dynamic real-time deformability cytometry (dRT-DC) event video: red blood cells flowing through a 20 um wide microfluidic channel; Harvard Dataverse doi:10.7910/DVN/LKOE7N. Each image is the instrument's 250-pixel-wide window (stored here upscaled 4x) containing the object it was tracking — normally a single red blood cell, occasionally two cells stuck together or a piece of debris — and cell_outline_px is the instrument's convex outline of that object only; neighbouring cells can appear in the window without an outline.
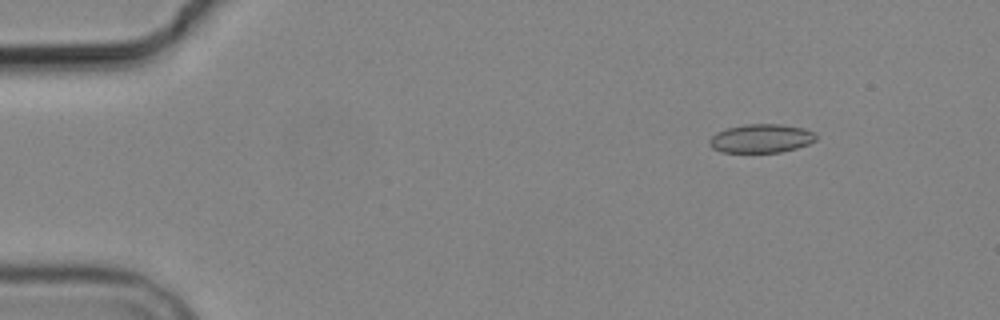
{"species": "common noctule bat (a hibernating species)", "species_latin": "Nyctalus noctula", "temperature_condition": "cold", "stored_images_in_passage": 4, "camera_frame_rate_fps": 3000, "um_per_image_px": 0.085, "animal": {"sex": "male", "body_mass_g": 19.2, "forearm_length_mm": 51.8}, "frame": {"image": 1, "passage_image": 1, "time_ms": 0.0, "image_size_px": [1000, 320], "cell_outline_px": [[816, 140], [808, 144], [796, 148], [780, 152], [720, 152], [712, 148], [708, 144], [708, 140], [716, 132], [728, 128], [744, 124], [780, 124], [804, 128], [812, 132], [816, 136]], "centroid_in_image_um": [64.66, 11.77], "position_along_channel_um": 20.3, "area_um2": 17.8}}
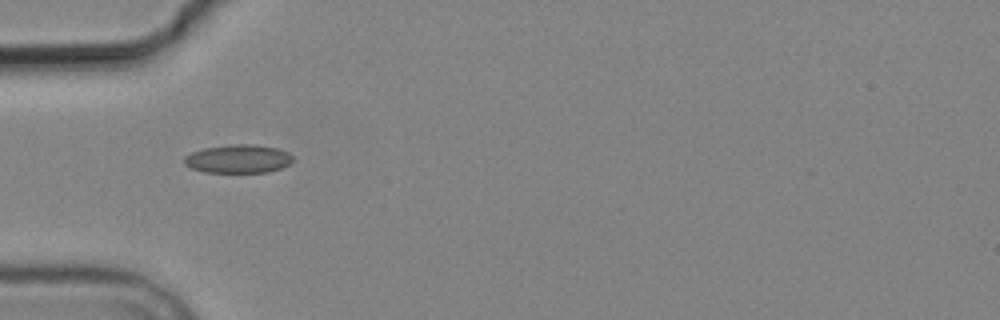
{"frame": {"image": 2, "passage_image": 4, "time_ms": 3.667, "image_size_px": [1000, 320], "cell_outline_px": [[292, 160], [288, 164], [280, 168], [268, 172], [204, 172], [192, 168], [184, 164], [184, 156], [192, 152], [204, 148], [228, 144], [256, 144], [276, 148], [288, 152], [292, 156]], "centroid_in_image_um": [20.22, 13.49], "position_along_channel_um": 64.8, "area_um2": 17.98}}